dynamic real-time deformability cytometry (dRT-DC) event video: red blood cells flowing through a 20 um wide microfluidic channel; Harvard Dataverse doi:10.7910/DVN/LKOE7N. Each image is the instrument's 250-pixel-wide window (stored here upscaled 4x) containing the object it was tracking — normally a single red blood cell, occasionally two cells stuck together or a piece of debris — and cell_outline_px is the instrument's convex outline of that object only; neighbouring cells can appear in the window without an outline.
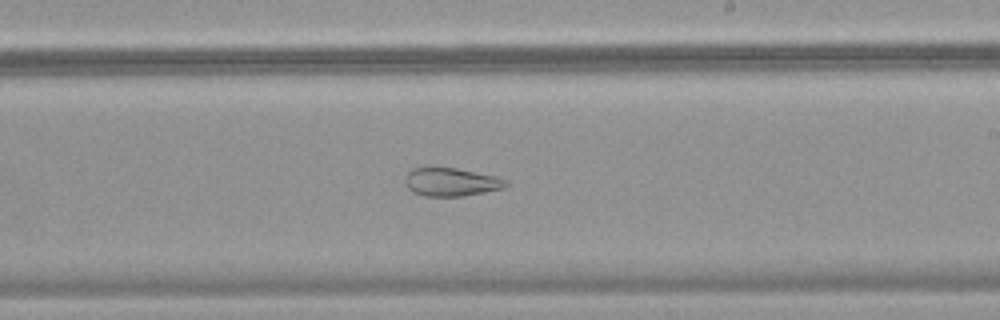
{"species": "common noctule bat (a hibernating species)", "species_latin": "Nyctalus noctula", "temperature_condition": "warm", "stored_images_in_passage": 49, "camera_frame_rate_fps": 3000, "um_per_image_px": 0.085, "animal": {"sex": "female", "body_mass_g": 18.4}, "frame": {"image": 1, "passage_image": 30, "time_ms": 9.667, "image_size_px": [1000, 320], "cell_outline_px": [[508, 184], [504, 188], [464, 196], [424, 196], [412, 192], [408, 188], [404, 180], [408, 172], [412, 168], [456, 168], [496, 176], [508, 180]], "centroid_in_image_um": [38.36, 15.48], "position_along_channel_um": 250.6, "area_um2": 16.59}}
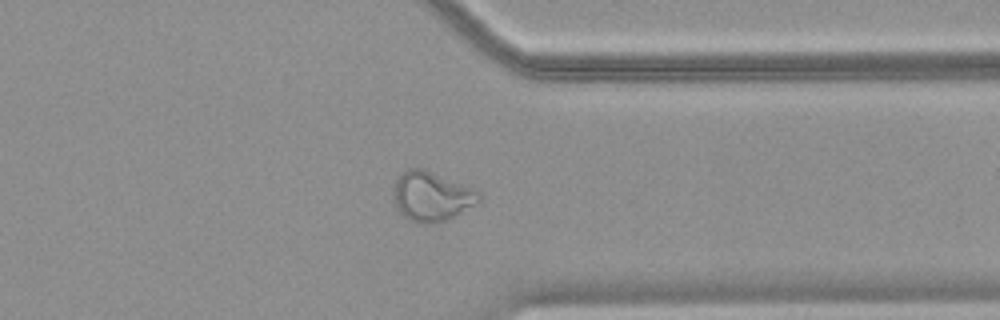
{"frame": {"image": 2, "passage_image": 39, "time_ms": 12.667, "image_size_px": [1000, 320], "cell_outline_px": [[480, 204], [444, 220], [432, 224], [420, 224], [404, 216], [396, 208], [392, 192], [396, 180], [400, 172], [408, 168], [424, 168], [460, 184], [476, 192], [480, 196]], "centroid_in_image_um": [36.63, 16.69], "position_along_channel_um": 374.8, "area_um2": 24.45}}
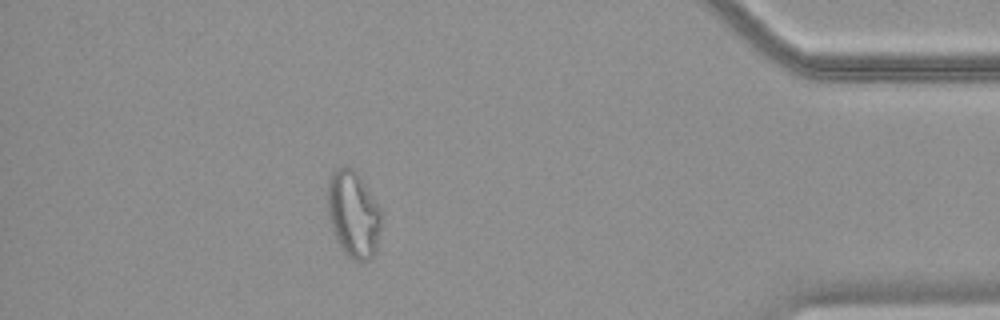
{"frame": {"image": 3, "passage_image": 44, "time_ms": 14.333, "image_size_px": [1000, 320], "cell_outline_px": [[380, 228], [376, 252], [368, 260], [352, 260], [344, 252], [332, 228], [328, 216], [328, 180], [332, 172], [336, 168], [344, 164], [352, 168], [360, 176], [380, 208]], "centroid_in_image_um": [30.03, 18.17], "position_along_channel_um": 405.2, "area_um2": 26.93}}